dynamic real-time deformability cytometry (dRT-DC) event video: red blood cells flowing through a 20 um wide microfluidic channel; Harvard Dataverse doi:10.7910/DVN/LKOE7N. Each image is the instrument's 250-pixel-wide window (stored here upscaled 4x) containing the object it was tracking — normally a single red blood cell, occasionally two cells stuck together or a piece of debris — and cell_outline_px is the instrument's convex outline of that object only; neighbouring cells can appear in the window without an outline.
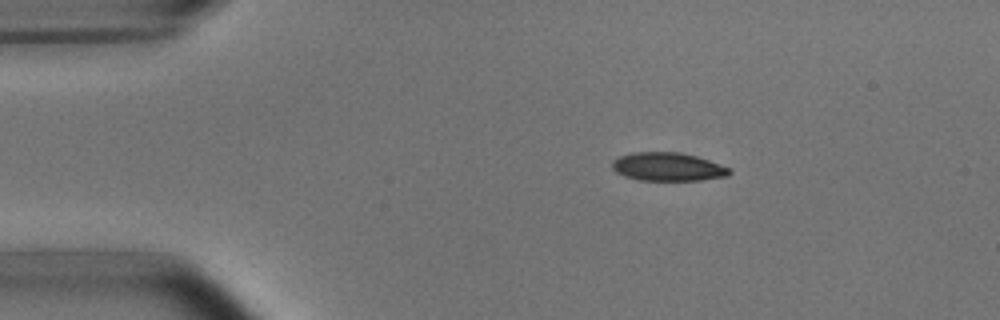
{"species": "common noctule bat (a hibernating species)", "species_latin": "Nyctalus noctula", "temperature_condition": "room temperature", "stored_images_in_passage": 4, "camera_frame_rate_fps": 3000, "um_per_image_px": 0.085, "animal": {"sex": "male", "body_mass_g": 15.6}, "frame": {"image": 1, "passage_image": 1, "time_ms": 0.0, "image_size_px": [1000, 320], "cell_outline_px": [[732, 172], [728, 176], [700, 180], [640, 180], [624, 176], [616, 172], [612, 168], [612, 160], [620, 156], [632, 152], [680, 152], [696, 156], [708, 160], [728, 168]], "centroid_in_image_um": [56.73, 14.17], "position_along_channel_um": 28.3, "area_um2": 19.31}}
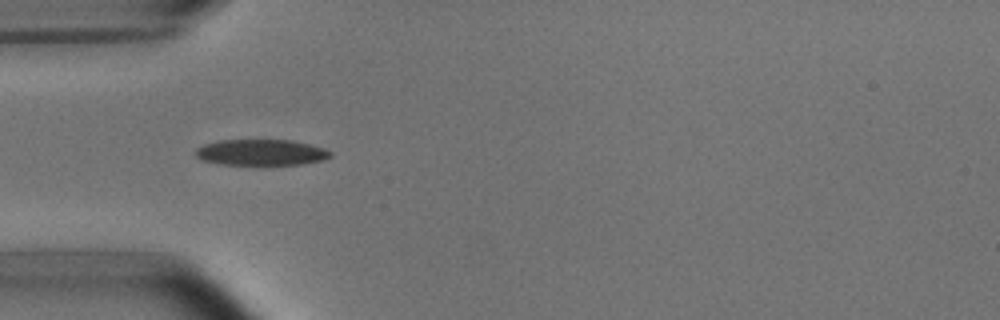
{"frame": {"image": 2, "passage_image": 3, "time_ms": 2.333, "image_size_px": [1000, 320], "cell_outline_px": [[332, 156], [324, 160], [304, 164], [264, 168], [260, 168], [220, 164], [200, 160], [196, 156], [196, 148], [204, 144], [220, 140], [292, 140], [324, 148], [332, 152]], "centroid_in_image_um": [22.2, 13.02], "position_along_channel_um": 62.8, "area_um2": 21.68}}